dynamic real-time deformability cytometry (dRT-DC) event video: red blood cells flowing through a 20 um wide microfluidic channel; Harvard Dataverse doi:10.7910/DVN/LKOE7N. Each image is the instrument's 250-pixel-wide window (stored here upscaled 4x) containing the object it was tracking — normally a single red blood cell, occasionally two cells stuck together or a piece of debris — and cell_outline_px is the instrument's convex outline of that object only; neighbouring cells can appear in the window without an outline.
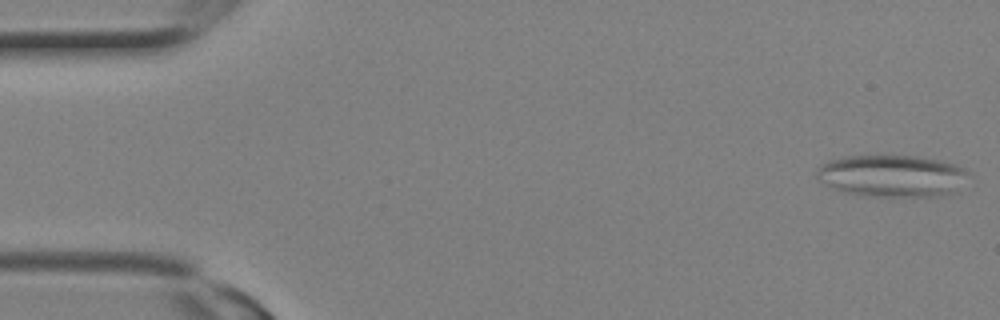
{"species": "Egyptian fruit bat (a non-hibernating species)", "species_latin": "Rousettus aegyptiacus", "temperature_condition": "room temperature", "stored_images_in_passage": 2, "camera_frame_rate_fps": 3000, "um_per_image_px": 0.085, "animal": {"sex": "female"}, "frame": {"image": 1, "passage_image": 1, "time_ms": 0.0, "image_size_px": [1000, 320], "cell_outline_px": [[968, 172], [952, 192], [948, 196], [860, 196], [844, 192], [832, 188], [816, 180], [816, 168], [828, 160], [848, 156], [916, 156], [940, 160], [964, 168]], "centroid_in_image_um": [75.71, 14.95], "position_along_channel_um": 9.3, "area_um2": 36.99}}